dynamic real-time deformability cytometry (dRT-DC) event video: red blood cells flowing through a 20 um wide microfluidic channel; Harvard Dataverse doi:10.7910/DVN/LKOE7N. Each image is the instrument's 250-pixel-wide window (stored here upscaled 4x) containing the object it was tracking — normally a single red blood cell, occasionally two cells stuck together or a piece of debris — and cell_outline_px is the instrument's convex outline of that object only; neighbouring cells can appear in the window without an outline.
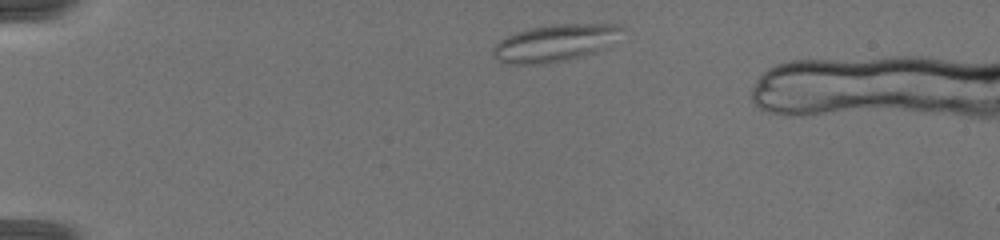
{"species": "common noctule bat (a hibernating species)", "species_latin": "Nyctalus noctula", "temperature_condition": "warm", "stored_images_in_passage": 16, "camera_frame_rate_fps": 3000, "um_per_image_px": 0.085, "animal": {"sex": "female", "body_mass_g": 19.5, "forearm_length_mm": 54.1}, "frame": {"image": 1, "passage_image": 1, "time_ms": 0.0, "image_size_px": [1000, 240], "cell_outline_px": [[624, 28], [604, 48], [596, 52], [564, 60], [540, 64], [508, 64], [496, 60], [492, 52], [492, 48], [500, 40], [516, 32], [532, 28], [556, 24], [620, 24]], "centroid_in_image_um": [47.12, 3.66], "position_along_channel_um": 37.9, "area_um2": 27.34}}
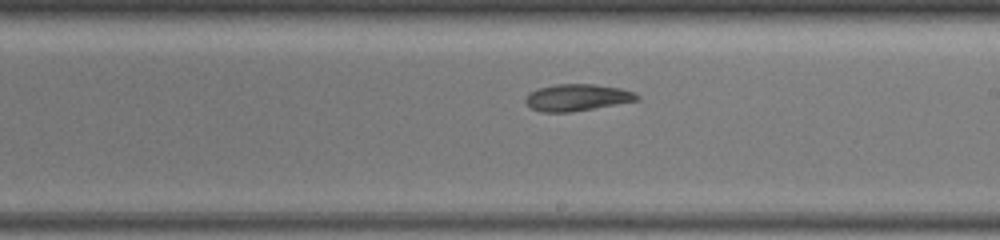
{"frame": {"image": 2, "passage_image": 12, "time_ms": 6.333, "image_size_px": [1000, 240], "cell_outline_px": [[640, 100], [568, 112], [540, 112], [532, 108], [524, 100], [528, 92], [536, 88], [556, 84], [592, 84], [620, 88], [632, 92], [640, 96]], "centroid_in_image_um": [49.01, 8.28], "position_along_channel_um": 240.0, "area_um2": 17.28}}
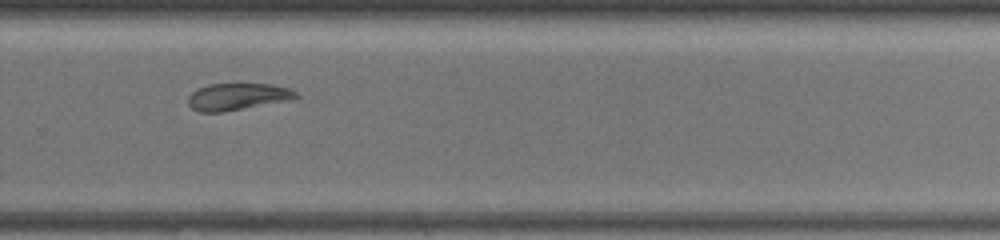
{"frame": {"image": 3, "passage_image": 15, "time_ms": 8.0, "image_size_px": [1000, 240], "cell_outline_px": [[300, 96], [224, 112], [200, 112], [192, 108], [188, 104], [188, 96], [196, 88], [208, 84], [272, 84], [288, 88], [296, 92]], "centroid_in_image_um": [20.07, 8.2], "position_along_channel_um": 309.7, "area_um2": 16.47}}